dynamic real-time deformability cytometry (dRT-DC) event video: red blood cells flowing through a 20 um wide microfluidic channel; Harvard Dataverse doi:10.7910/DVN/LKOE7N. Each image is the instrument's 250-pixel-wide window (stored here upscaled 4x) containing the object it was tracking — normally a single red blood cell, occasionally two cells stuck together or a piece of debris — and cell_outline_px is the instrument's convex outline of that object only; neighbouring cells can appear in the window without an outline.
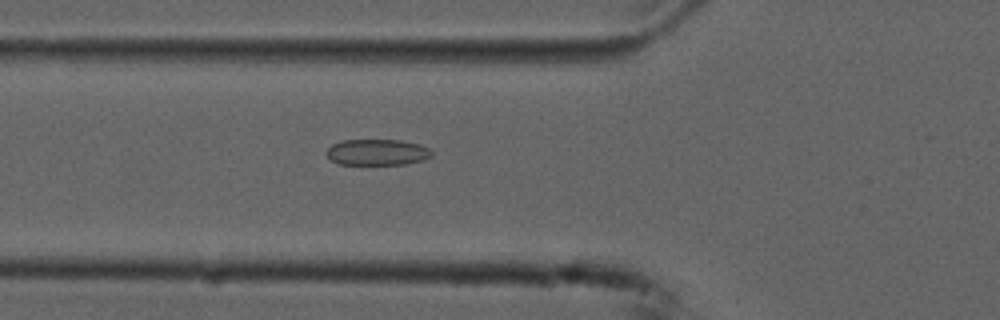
{"species": "common noctule bat (a hibernating species)", "species_latin": "Nyctalus noctula", "temperature_condition": "cold", "stored_images_in_passage": 39, "camera_frame_rate_fps": 3000, "um_per_image_px": 0.085, "animal": {"sex": "male", "forearm_length_mm": 52.5}, "frame": {"image": 1, "passage_image": 4, "time_ms": 1.0, "image_size_px": [1000, 320], "cell_outline_px": [[432, 156], [424, 160], [404, 164], [340, 164], [332, 160], [324, 152], [332, 144], [340, 140], [400, 140], [420, 144], [428, 148], [432, 152]], "centroid_in_image_um": [32.06, 12.93], "position_along_channel_um": 93.7, "area_um2": 16.01}}
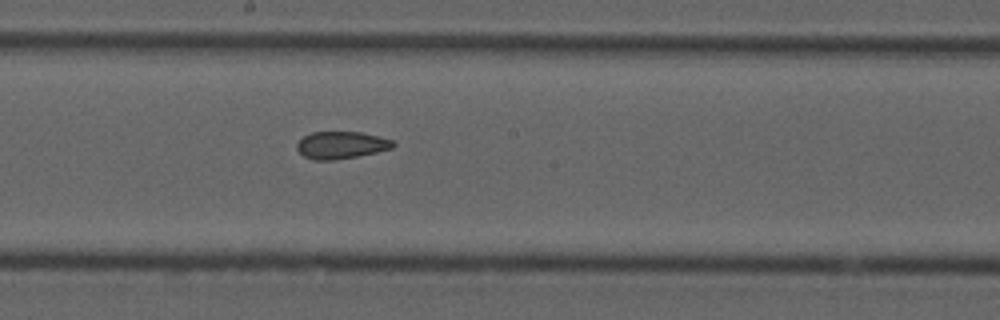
{"frame": {"image": 2, "passage_image": 14, "time_ms": 4.333, "image_size_px": [1000, 320], "cell_outline_px": [[396, 144], [392, 148], [376, 152], [336, 160], [312, 160], [304, 156], [296, 148], [296, 144], [304, 136], [312, 132], [360, 132], [392, 140]], "centroid_in_image_um": [28.97, 12.34], "position_along_channel_um": 219.2, "area_um2": 15.14}}
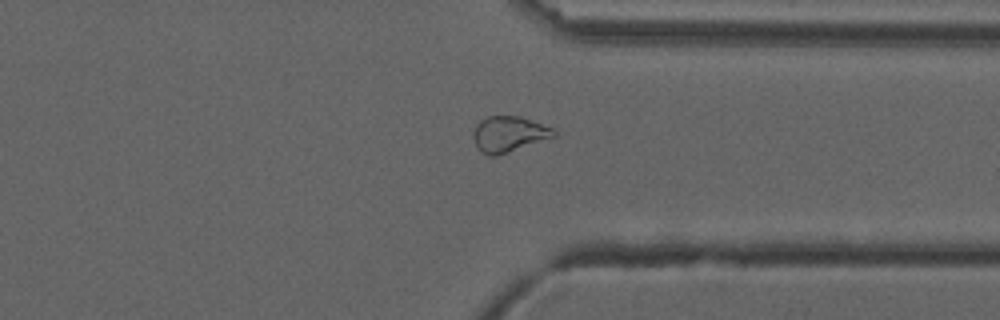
{"frame": {"image": 3, "passage_image": 26, "time_ms": 8.333, "image_size_px": [1000, 320], "cell_outline_px": [[556, 136], [496, 156], [488, 156], [476, 148], [472, 136], [476, 124], [480, 120], [488, 116], [520, 116], [552, 128], [556, 132]], "centroid_in_image_um": [43.21, 11.4], "position_along_channel_um": 368.2, "area_um2": 16.7}, "authors_computed_cell_mechanics": {"area_um2": 16.4152, "velocity_mm_per_s": 3.7488, "shape_relaxation_time_tau1_ms": null, "shape_relaxation_time_tau2_ms": 1.5668, "deformation_change_tau1": null, "deformation_change_tau2": 0.0706}}